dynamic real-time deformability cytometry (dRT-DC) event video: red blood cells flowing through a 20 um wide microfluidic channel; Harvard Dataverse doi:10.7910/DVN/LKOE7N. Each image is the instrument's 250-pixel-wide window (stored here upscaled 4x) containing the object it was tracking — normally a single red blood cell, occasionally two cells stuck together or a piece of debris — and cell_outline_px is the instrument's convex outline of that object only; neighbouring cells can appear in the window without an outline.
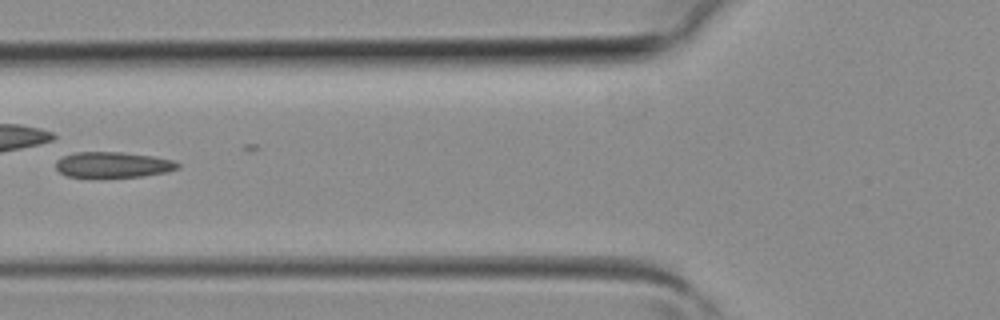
{"species": "common noctule bat (a hibernating species)", "species_latin": "Nyctalus noctula", "temperature_condition": "room temperature", "stored_images_in_passage": 3, "camera_frame_rate_fps": 3000, "um_per_image_px": 0.085, "animal": {"sex": "female", "body_mass_g": 19.3, "forearm_length_mm": 54.1}, "frame": {"image": 1, "passage_image": 3, "time_ms": 0.667, "image_size_px": [1000, 320], "cell_outline_px": [[180, 168], [168, 172], [144, 176], [100, 180], [68, 176], [60, 172], [56, 168], [56, 160], [64, 156], [76, 152], [120, 152], [152, 156], [172, 160], [180, 164]], "centroid_in_image_um": [9.6, 14.05], "position_along_channel_um": 116.2, "area_um2": 19.02}}